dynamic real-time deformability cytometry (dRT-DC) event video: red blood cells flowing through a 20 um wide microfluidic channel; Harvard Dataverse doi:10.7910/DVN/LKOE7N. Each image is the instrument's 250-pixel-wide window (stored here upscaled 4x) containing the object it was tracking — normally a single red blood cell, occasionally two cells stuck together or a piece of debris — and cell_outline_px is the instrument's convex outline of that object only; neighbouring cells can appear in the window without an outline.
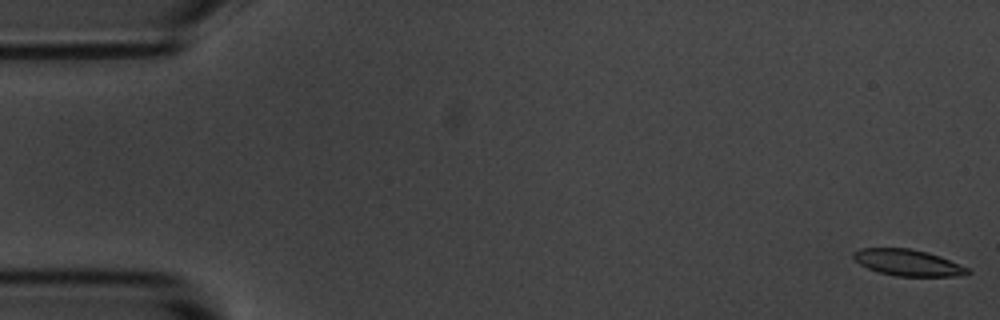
{"species": "common noctule bat (a hibernating species)", "species_latin": "Nyctalus noctula", "temperature_condition": "room temperature", "stored_images_in_passage": 5, "camera_frame_rate_fps": 3000, "um_per_image_px": 0.085, "animal": {"sex": "male", "body_mass_g": 20.1, "forearm_length_mm": 53.5}, "frame": {"image": 1, "passage_image": 1, "time_ms": 0.0, "image_size_px": [1000, 320], "cell_outline_px": [[972, 272], [956, 276], [896, 276], [880, 272], [868, 268], [860, 264], [852, 256], [852, 252], [860, 248], [912, 248], [928, 252], [940, 256], [968, 268]], "centroid_in_image_um": [77.15, 22.31], "position_along_channel_um": 7.8, "area_um2": 17.46}}
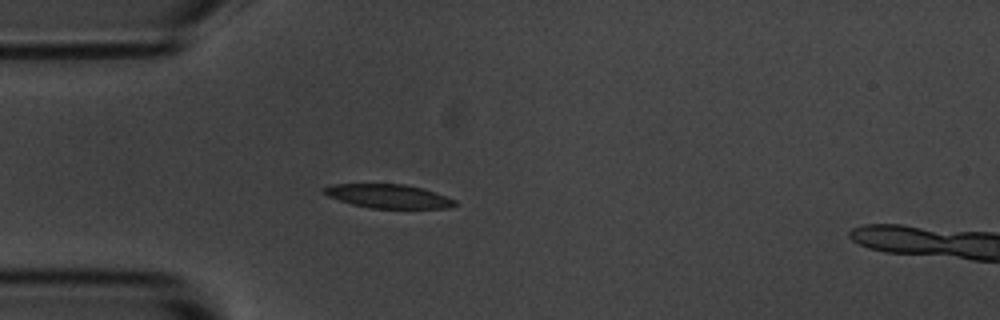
{"frame": {"image": 2, "passage_image": 5, "time_ms": 4.667, "image_size_px": [1000, 320], "cell_outline_px": [[456, 204], [452, 208], [368, 208], [352, 204], [328, 196], [320, 188], [332, 184], [404, 184], [424, 188], [456, 200]], "centroid_in_image_um": [33.01, 16.67], "position_along_channel_um": 52.0, "area_um2": 18.21}}